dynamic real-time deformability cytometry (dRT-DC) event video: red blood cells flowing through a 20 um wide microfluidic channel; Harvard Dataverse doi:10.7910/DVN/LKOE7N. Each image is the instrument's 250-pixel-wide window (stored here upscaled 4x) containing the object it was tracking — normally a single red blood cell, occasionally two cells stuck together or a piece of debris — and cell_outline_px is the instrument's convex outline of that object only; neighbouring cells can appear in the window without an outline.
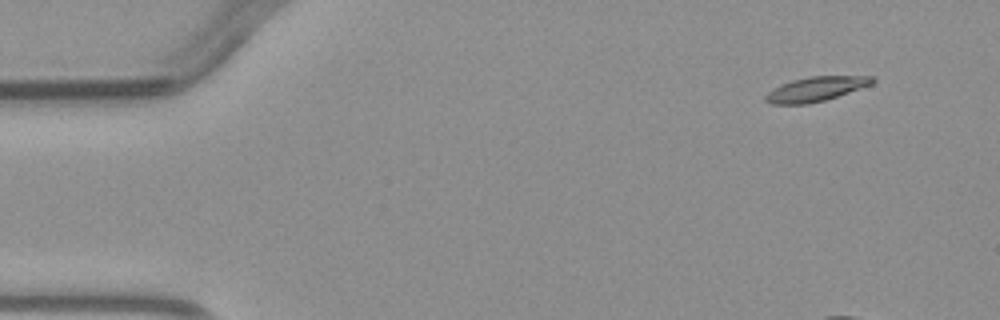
{"species": "common noctule bat (a hibernating species)", "species_latin": "Nyctalus noctula", "temperature_condition": "warm", "stored_images_in_passage": 4, "camera_frame_rate_fps": 3000, "um_per_image_px": 0.085, "animal": {"sex": "male", "body_mass_g": 23.1, "forearm_length_mm": 52.7}, "frame": {"image": 1, "passage_image": 1, "time_ms": 0.0, "image_size_px": [1000, 320], "cell_outline_px": [[876, 80], [872, 84], [824, 100], [808, 104], [768, 104], [764, 100], [764, 96], [768, 92], [792, 80], [808, 76], [876, 76]], "centroid_in_image_um": [69.35, 7.57], "position_along_channel_um": 15.7, "area_um2": 15.09}}